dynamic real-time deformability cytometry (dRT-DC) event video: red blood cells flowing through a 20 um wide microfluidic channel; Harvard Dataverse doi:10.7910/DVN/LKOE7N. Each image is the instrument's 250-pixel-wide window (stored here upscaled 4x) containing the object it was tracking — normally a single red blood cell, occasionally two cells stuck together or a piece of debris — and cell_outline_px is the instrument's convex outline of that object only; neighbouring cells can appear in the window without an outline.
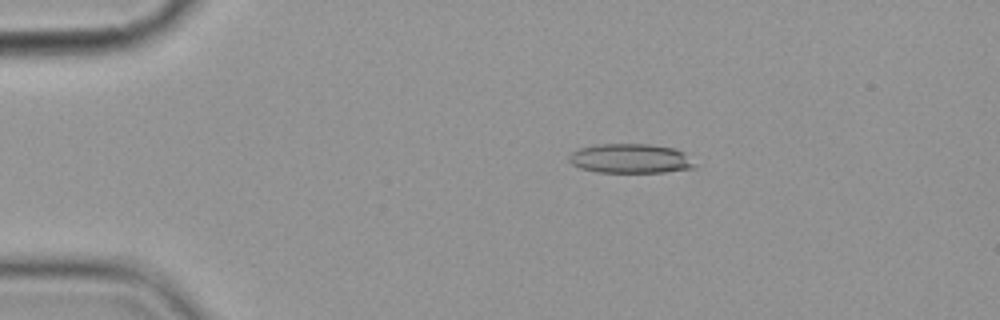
{"species": "common noctule bat (a hibernating species)", "species_latin": "Nyctalus noctula", "temperature_condition": "cold", "stored_images_in_passage": 7, "camera_frame_rate_fps": 3000, "um_per_image_px": 0.085, "animal": {"sex": "female", "body_mass_g": 19.9}, "frame": {"image": 1, "passage_image": 2, "time_ms": 1.0, "image_size_px": [1000, 320], "cell_outline_px": [[696, 168], [664, 172], [596, 172], [580, 168], [572, 164], [568, 160], [568, 156], [572, 152], [580, 148], [596, 144], [652, 144], [676, 148], [684, 152], [696, 164]], "centroid_in_image_um": [53.61, 13.47], "position_along_channel_um": 31.4, "area_um2": 21.79}}
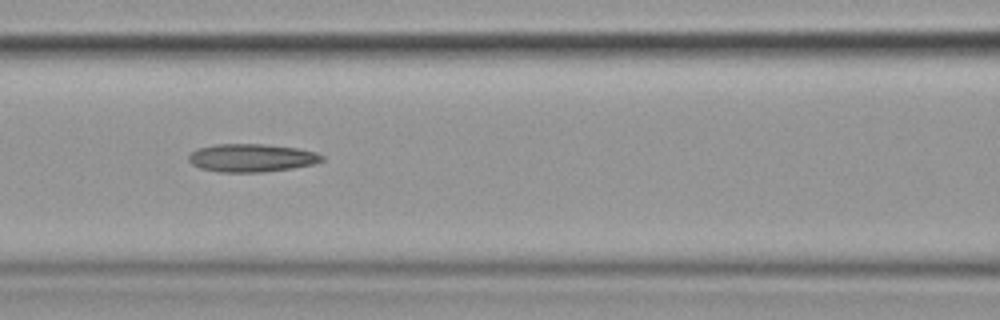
{"frame": {"image": 2, "passage_image": 6, "time_ms": 5.667, "image_size_px": [1000, 320], "cell_outline_px": [[324, 160], [316, 164], [292, 168], [260, 172], [220, 172], [200, 168], [192, 164], [188, 160], [188, 156], [192, 152], [200, 148], [216, 144], [264, 144], [296, 148], [316, 152], [324, 156]], "centroid_in_image_um": [21.41, 13.42], "position_along_channel_um": 145.2, "area_um2": 21.73}}
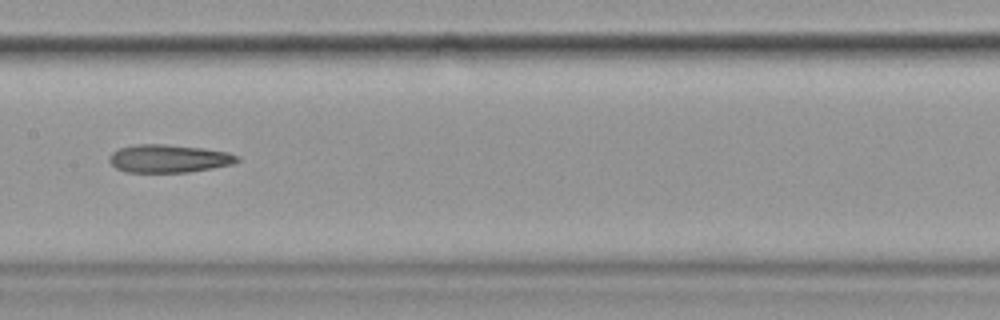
{"frame": {"image": 3, "passage_image": 7, "time_ms": 7.0, "image_size_px": [1000, 320], "cell_outline_px": [[240, 160], [232, 164], [212, 168], [188, 172], [124, 172], [116, 168], [108, 160], [108, 156], [112, 152], [120, 148], [136, 144], [164, 144], [204, 148], [228, 152], [240, 156]], "centroid_in_image_um": [14.34, 13.47], "position_along_channel_um": 193.1, "area_um2": 20.98}}